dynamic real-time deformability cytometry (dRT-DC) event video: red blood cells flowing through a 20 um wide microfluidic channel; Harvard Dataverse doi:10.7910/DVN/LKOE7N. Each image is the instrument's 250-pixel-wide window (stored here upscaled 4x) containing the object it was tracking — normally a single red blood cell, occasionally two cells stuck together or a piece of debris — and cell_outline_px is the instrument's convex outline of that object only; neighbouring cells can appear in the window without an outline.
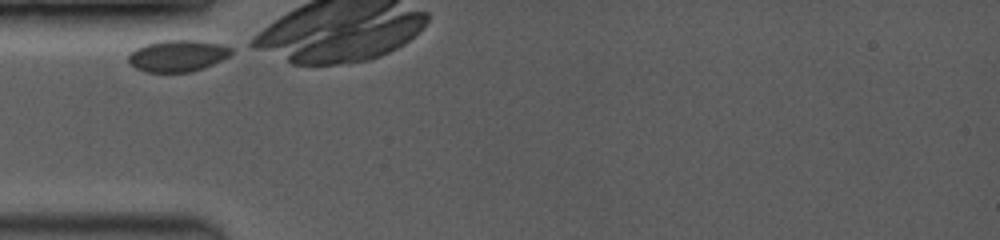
{"species": "common noctule bat (a hibernating species)", "species_latin": "Nyctalus noctula", "temperature_condition": "room temperature", "stored_images_in_passage": 11, "camera_frame_rate_fps": 3500, "um_per_image_px": 0.085, "animal": {"sex": "female", "body_mass_g": 19.0, "forearm_length_mm": 53.3}, "frame": {"image": 1, "passage_image": 1, "time_ms": 0.0, "image_size_px": [1000, 240], "cell_outline_px": [[232, 52], [228, 56], [204, 68], [192, 72], [144, 72], [136, 68], [128, 60], [128, 56], [136, 48], [148, 44], [164, 40], [196, 40], [220, 44], [232, 48]], "centroid_in_image_um": [15.1, 4.75], "position_along_channel_um": 69.9, "area_um2": 18.73}}